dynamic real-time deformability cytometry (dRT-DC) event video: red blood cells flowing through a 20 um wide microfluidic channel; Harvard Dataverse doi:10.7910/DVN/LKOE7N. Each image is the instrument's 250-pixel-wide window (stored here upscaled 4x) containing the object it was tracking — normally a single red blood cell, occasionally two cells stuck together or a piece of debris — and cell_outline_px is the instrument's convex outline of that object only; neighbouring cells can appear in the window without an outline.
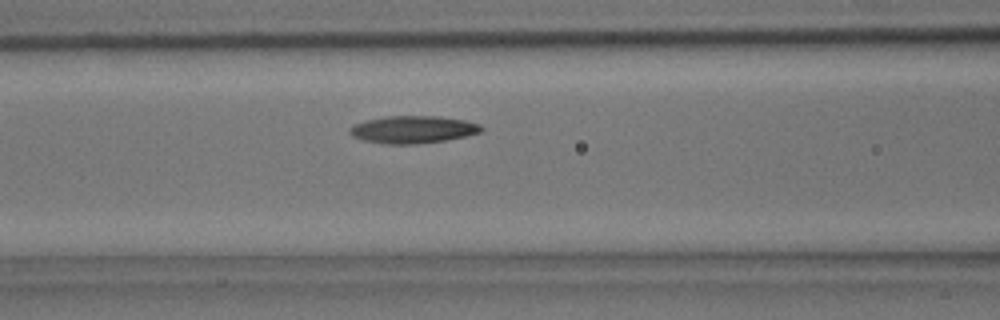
{"species": "common noctule bat (a hibernating species)", "species_latin": "Nyctalus noctula", "temperature_condition": "room temperature", "stored_images_in_passage": 26, "camera_frame_rate_fps": 3000, "um_per_image_px": 0.085, "animal": {"sex": "male", "body_mass_g": 15.6}, "frame": {"image": 1, "passage_image": 8, "time_ms": 2.333, "image_size_px": [1000, 320], "cell_outline_px": [[484, 128], [480, 132], [448, 140], [416, 144], [384, 144], [364, 140], [352, 136], [348, 132], [348, 128], [352, 124], [384, 116], [440, 116], [464, 120], [480, 124]], "centroid_in_image_um": [35.07, 11.01], "position_along_channel_um": 131.5, "area_um2": 21.15}}